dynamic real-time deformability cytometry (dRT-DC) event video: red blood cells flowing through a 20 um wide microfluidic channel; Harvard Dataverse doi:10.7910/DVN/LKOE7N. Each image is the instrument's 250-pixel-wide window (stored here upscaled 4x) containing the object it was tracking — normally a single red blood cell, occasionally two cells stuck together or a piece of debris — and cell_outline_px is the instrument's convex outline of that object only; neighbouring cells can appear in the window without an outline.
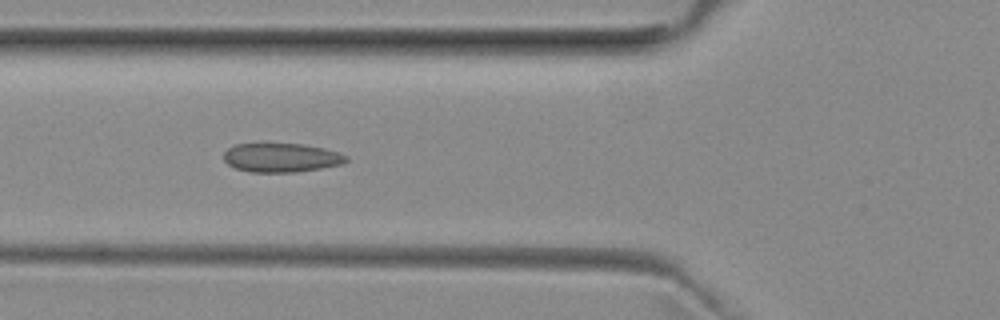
{"species": "common noctule bat (a hibernating species)", "species_latin": "Nyctalus noctula", "temperature_condition": "room temperature", "stored_images_in_passage": 36, "camera_frame_rate_fps": 3000, "um_per_image_px": 0.085, "animal": {"sex": "female", "body_mass_g": 29.2, "forearm_length_mm": 56.3}, "frame": {"image": 1, "passage_image": 6, "time_ms": 1.667, "image_size_px": [1000, 320], "cell_outline_px": [[348, 160], [340, 164], [320, 168], [296, 172], [252, 172], [236, 168], [228, 164], [224, 160], [224, 152], [228, 148], [236, 144], [304, 144], [324, 148], [348, 156]], "centroid_in_image_um": [23.9, 13.4], "position_along_channel_um": 101.9, "area_um2": 20.46}}
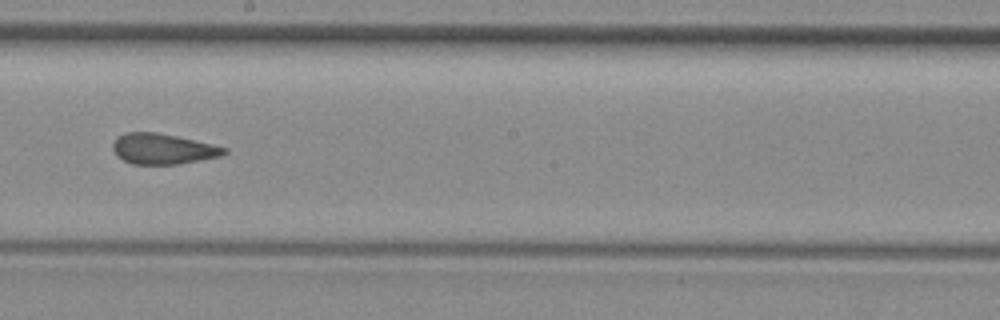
{"frame": {"image": 2, "passage_image": 16, "time_ms": 5.0, "image_size_px": [1000, 320], "cell_outline_px": [[228, 152], [220, 156], [176, 164], [132, 164], [116, 156], [112, 148], [112, 144], [120, 136], [128, 132], [156, 132], [176, 136], [212, 144], [228, 148]], "centroid_in_image_um": [13.84, 12.65], "position_along_channel_um": 234.4, "area_um2": 19.59}}
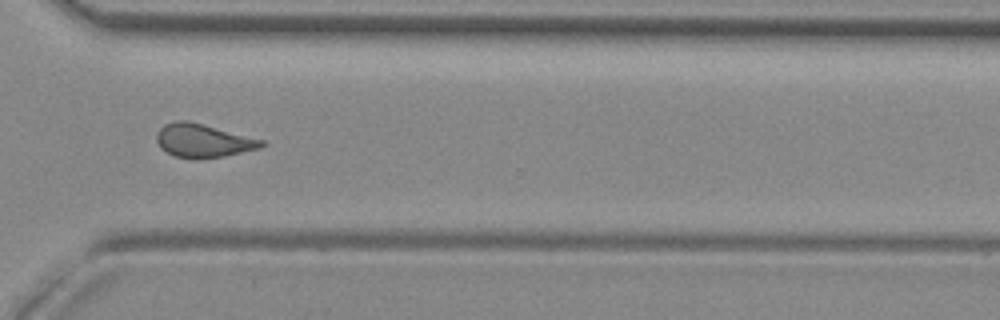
{"frame": {"image": 3, "passage_image": 25, "time_ms": 8.0, "image_size_px": [1000, 320], "cell_outline_px": [[264, 144], [260, 148], [224, 156], [200, 160], [192, 160], [176, 156], [160, 148], [156, 140], [156, 132], [164, 124], [176, 120], [188, 120], [264, 140]], "centroid_in_image_um": [17.22, 11.96], "position_along_channel_um": 353.4, "area_um2": 20.63}, "authors_computed_cell_mechanics": {"area_um2": 20.1144, "velocity_mm_per_s": 3.9659, "shape_relaxation_time_tau1_ms": null, "shape_relaxation_time_tau2_ms": 1.9574, "deformation_change_tau1": null, "deformation_change_tau2": 0.0741}}